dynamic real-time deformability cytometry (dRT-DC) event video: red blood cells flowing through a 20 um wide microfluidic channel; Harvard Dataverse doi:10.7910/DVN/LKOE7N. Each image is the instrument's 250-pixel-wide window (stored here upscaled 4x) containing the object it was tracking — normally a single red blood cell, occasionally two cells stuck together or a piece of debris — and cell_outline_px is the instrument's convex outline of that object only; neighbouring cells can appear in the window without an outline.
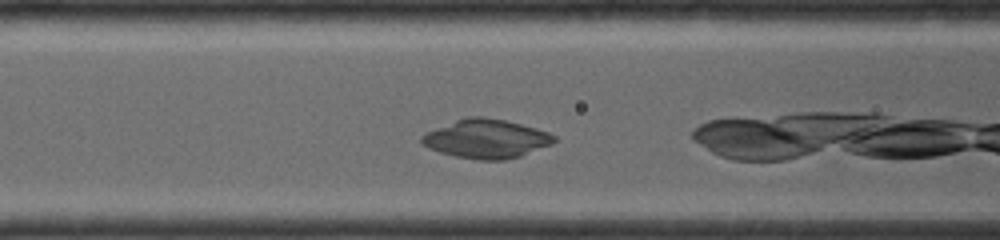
{"species": "common noctule bat (a hibernating species)", "species_latin": "Nyctalus noctula", "temperature_condition": "room temperature", "stored_images_in_passage": 15, "camera_frame_rate_fps": 4000, "um_per_image_px": 0.085, "animal": {"sex": "female", "body_mass_g": 19.0, "forearm_length_mm": 56.7}, "frame": {"image": 1, "passage_image": 3, "time_ms": 1.25, "image_size_px": [1000, 240], "cell_outline_px": [[556, 140], [552, 144], [520, 156], [504, 160], [480, 160], [456, 156], [440, 152], [428, 148], [420, 144], [420, 136], [424, 132], [456, 120], [468, 116], [484, 116], [504, 120], [536, 128], [548, 132], [556, 136]], "centroid_in_image_um": [41.3, 11.79], "position_along_channel_um": 125.3, "area_um2": 30.06}}